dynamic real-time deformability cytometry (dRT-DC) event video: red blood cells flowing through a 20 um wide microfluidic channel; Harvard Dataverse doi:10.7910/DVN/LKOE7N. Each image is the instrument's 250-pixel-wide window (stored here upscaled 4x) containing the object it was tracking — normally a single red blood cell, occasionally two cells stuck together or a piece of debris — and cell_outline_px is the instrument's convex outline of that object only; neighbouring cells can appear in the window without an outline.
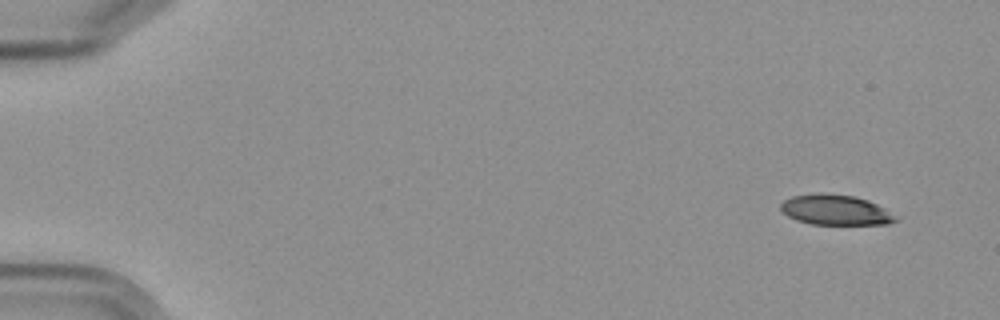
{"species": "Egyptian fruit bat (a non-hibernating species)", "species_latin": "Rousettus aegyptiacus", "temperature_condition": "cold", "stored_images_in_passage": 6, "camera_frame_rate_fps": 3000, "um_per_image_px": 0.085, "frame": {"image": 1, "passage_image": 1, "time_ms": 0.0, "image_size_px": [1000, 320], "cell_outline_px": [[900, 220], [888, 224], [812, 224], [796, 220], [788, 216], [780, 208], [780, 204], [784, 200], [792, 196], [852, 196], [868, 200], [884, 208], [896, 216]], "centroid_in_image_um": [71.07, 17.9], "position_along_channel_um": 13.9, "area_um2": 19.36}}
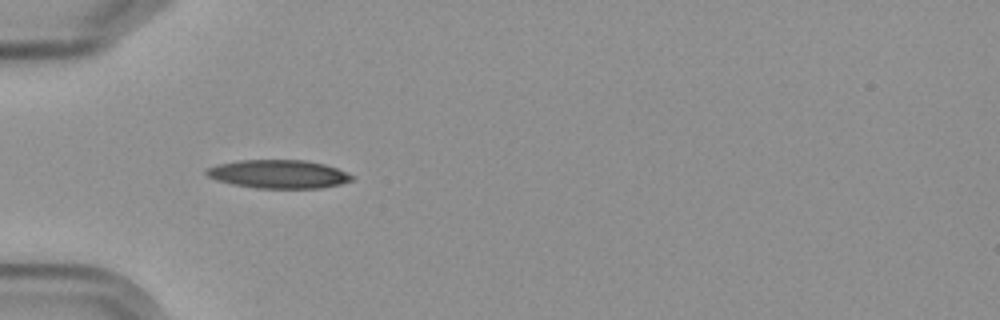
{"frame": {"image": 2, "passage_image": 5, "time_ms": 5.0, "image_size_px": [1000, 320], "cell_outline_px": [[356, 176], [352, 180], [340, 184], [320, 188], [256, 188], [232, 184], [216, 180], [208, 176], [204, 172], [208, 168], [216, 164], [240, 160], [304, 160], [324, 164], [336, 168]], "centroid_in_image_um": [23.67, 14.8], "position_along_channel_um": 61.3, "area_um2": 24.1}}
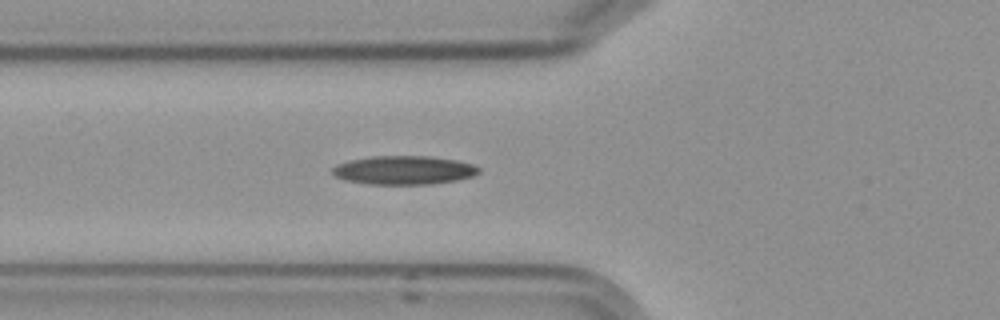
{"frame": {"image": 3, "passage_image": 6, "time_ms": 6.0, "image_size_px": [1000, 320], "cell_outline_px": [[480, 172], [472, 176], [456, 180], [428, 184], [368, 184], [344, 180], [332, 176], [332, 168], [336, 164], [348, 160], [372, 156], [432, 156], [456, 160], [472, 164], [480, 168]], "centroid_in_image_um": [34.28, 14.46], "position_along_channel_um": 91.5, "area_um2": 24.62}}